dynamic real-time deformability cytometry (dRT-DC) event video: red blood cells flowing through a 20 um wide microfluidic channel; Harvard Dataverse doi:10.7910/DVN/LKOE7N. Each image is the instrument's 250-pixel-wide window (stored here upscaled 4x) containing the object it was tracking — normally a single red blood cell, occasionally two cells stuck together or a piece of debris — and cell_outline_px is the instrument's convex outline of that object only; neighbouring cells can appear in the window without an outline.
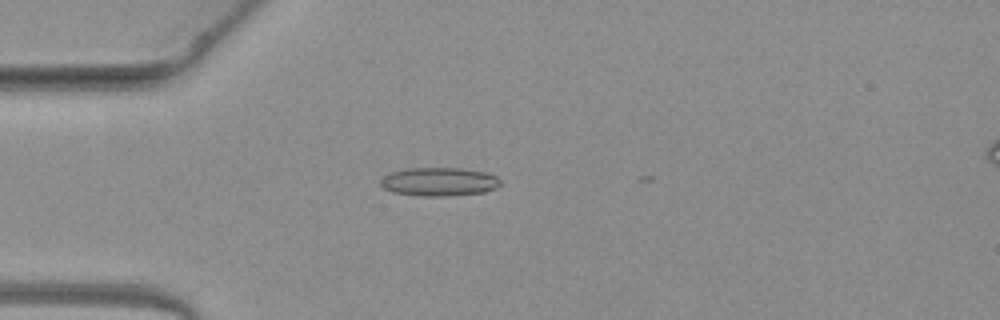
{"species": "common noctule bat (a hibernating species)", "species_latin": "Nyctalus noctula", "temperature_condition": "warm", "stored_images_in_passage": 40, "camera_frame_rate_fps": 3000, "um_per_image_px": 0.085, "animal": {"sex": "female", "body_mass_g": 19.3, "forearm_length_mm": 54.1}, "frame": {"image": 1, "passage_image": 13, "time_ms": 4.0, "image_size_px": [1000, 320], "cell_outline_px": [[500, 184], [496, 188], [484, 192], [448, 196], [424, 196], [392, 192], [384, 188], [380, 184], [380, 180], [384, 176], [392, 172], [408, 168], [464, 168], [484, 172], [496, 176], [500, 180]], "centroid_in_image_um": [37.33, 15.44], "position_along_channel_um": 47.7, "area_um2": 19.88}}
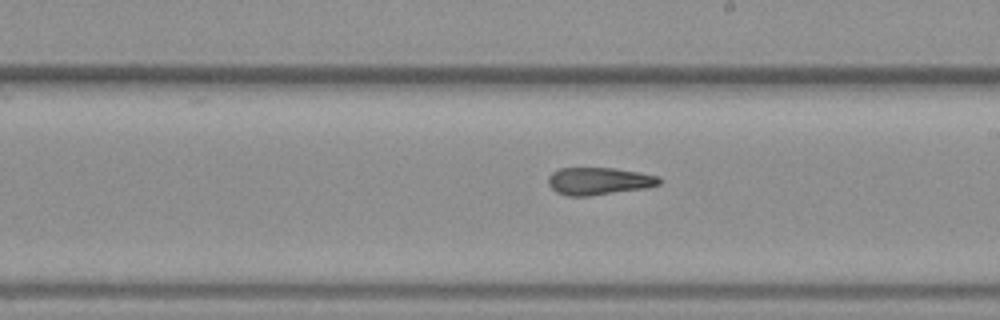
{"frame": {"image": 2, "passage_image": 28, "time_ms": 9.0, "image_size_px": [1000, 320], "cell_outline_px": [[664, 180], [660, 184], [648, 188], [588, 196], [568, 196], [556, 192], [548, 184], [548, 176], [552, 172], [560, 168], [612, 168], [640, 172], [660, 176]], "centroid_in_image_um": [50.95, 15.39], "position_along_channel_um": 238.1, "area_um2": 17.98}}
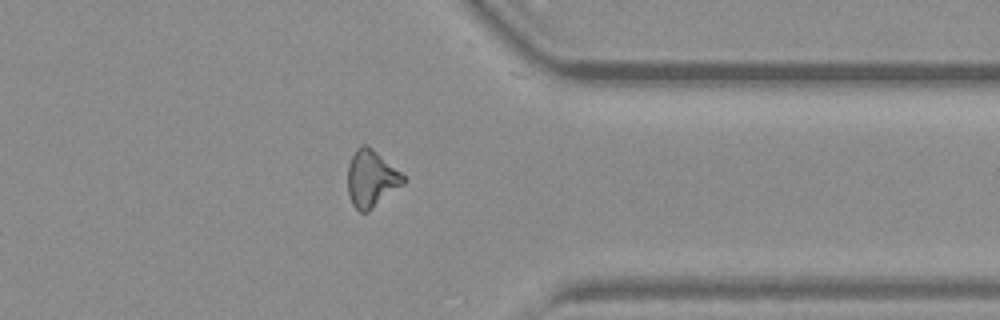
{"frame": {"image": 3, "passage_image": 39, "time_ms": 12.667, "image_size_px": [1000, 320], "cell_outline_px": [[408, 180], [404, 184], [368, 212], [360, 212], [352, 204], [348, 196], [348, 164], [356, 148], [360, 144], [368, 144], [400, 172]], "centroid_in_image_um": [31.56, 15.18], "position_along_channel_um": 379.8, "area_um2": 18.55}}